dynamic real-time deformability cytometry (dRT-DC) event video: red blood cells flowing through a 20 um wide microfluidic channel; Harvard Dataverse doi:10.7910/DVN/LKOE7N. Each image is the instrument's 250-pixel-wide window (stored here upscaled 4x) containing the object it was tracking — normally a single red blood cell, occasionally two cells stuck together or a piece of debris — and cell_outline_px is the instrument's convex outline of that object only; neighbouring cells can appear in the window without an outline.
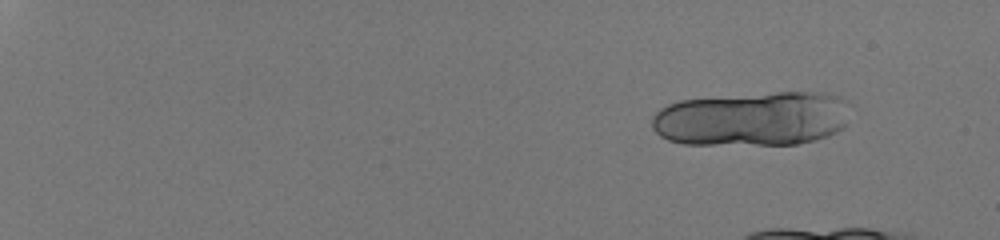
{"species": "human", "species_latin": "Homo sapiens", "temperature_condition": "room temperature", "stored_images_in_passage": 24, "camera_frame_rate_fps": 3000, "um_per_image_px": 0.085, "donor": {"sex": "male"}, "frame": {"image": 1, "passage_image": 7, "time_ms": 2.0, "image_size_px": [1000, 240], "cell_outline_px": [[844, 128], [828, 136], [816, 140], [796, 144], [684, 144], [668, 140], [660, 136], [652, 128], [652, 116], [660, 108], [668, 104], [680, 100], [776, 92], [828, 92], [836, 96], [840, 100], [844, 124]], "centroid_in_image_um": [63.84, 10.11], "position_along_channel_um": 21.2, "area_um2": 62.19}}